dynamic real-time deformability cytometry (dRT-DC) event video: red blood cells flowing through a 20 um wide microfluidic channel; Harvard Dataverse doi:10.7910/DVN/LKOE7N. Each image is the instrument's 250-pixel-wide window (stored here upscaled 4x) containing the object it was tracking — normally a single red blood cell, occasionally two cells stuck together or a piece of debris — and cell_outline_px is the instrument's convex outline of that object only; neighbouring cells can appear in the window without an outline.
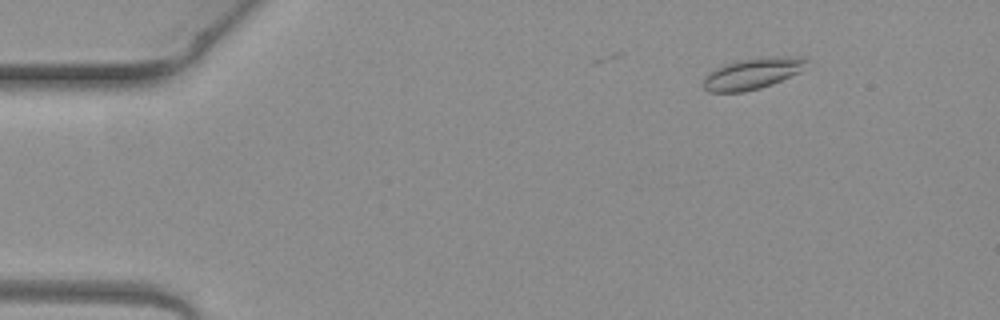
{"species": "common noctule bat (a hibernating species)", "species_latin": "Nyctalus noctula", "temperature_condition": "warm", "stored_images_in_passage": 6, "camera_frame_rate_fps": 3000, "um_per_image_px": 0.085, "animal": {"sex": "female", "body_mass_g": 19.3, "forearm_length_mm": 54.1}, "frame": {"image": 1, "passage_image": 2, "time_ms": 0.333, "image_size_px": [1000, 320], "cell_outline_px": [[808, 60], [800, 72], [772, 84], [760, 88], [744, 92], [708, 92], [704, 88], [704, 76], [708, 72], [716, 68], [740, 60], [776, 56], [804, 56]], "centroid_in_image_um": [63.97, 6.26], "position_along_channel_um": 21.0, "area_um2": 18.61}}
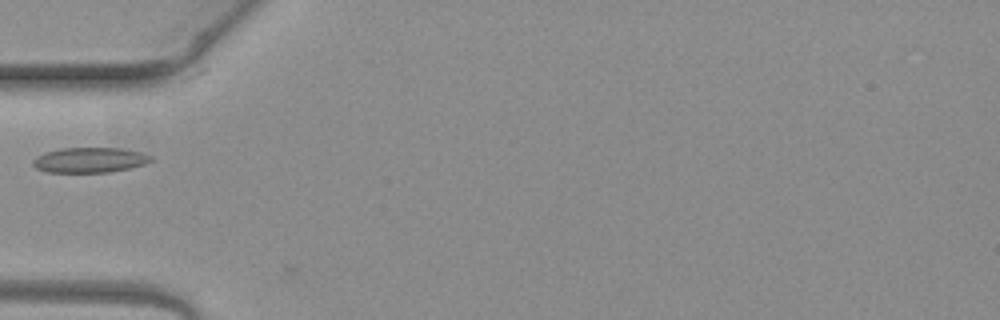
{"frame": {"image": 2, "passage_image": 5, "time_ms": 1.333, "image_size_px": [1000, 320], "cell_outline_px": [[156, 160], [144, 164], [128, 168], [108, 172], [48, 172], [36, 168], [32, 164], [32, 160], [36, 156], [44, 152], [60, 148], [120, 148], [140, 152], [152, 156]], "centroid_in_image_um": [7.62, 13.59], "position_along_channel_um": 77.4, "area_um2": 17.34}}
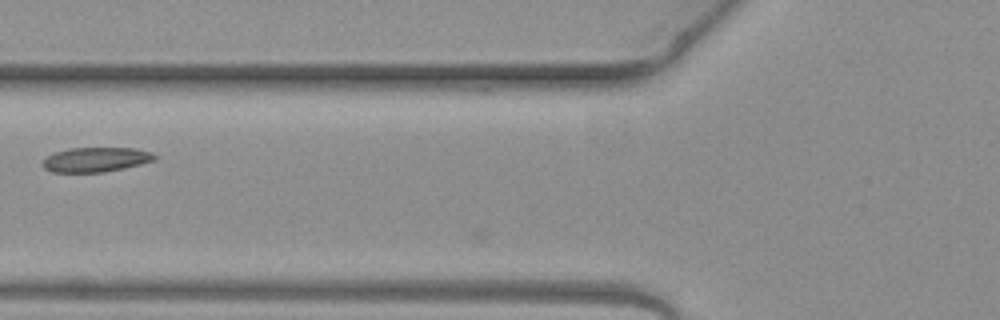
{"frame": {"image": 3, "passage_image": 6, "time_ms": 1.667, "image_size_px": [1000, 320], "cell_outline_px": [[156, 160], [124, 168], [104, 172], [52, 172], [44, 168], [40, 164], [48, 156], [56, 152], [68, 148], [136, 148], [152, 152], [156, 156]], "centroid_in_image_um": [8.16, 13.56], "position_along_channel_um": 117.6, "area_um2": 16.07}}